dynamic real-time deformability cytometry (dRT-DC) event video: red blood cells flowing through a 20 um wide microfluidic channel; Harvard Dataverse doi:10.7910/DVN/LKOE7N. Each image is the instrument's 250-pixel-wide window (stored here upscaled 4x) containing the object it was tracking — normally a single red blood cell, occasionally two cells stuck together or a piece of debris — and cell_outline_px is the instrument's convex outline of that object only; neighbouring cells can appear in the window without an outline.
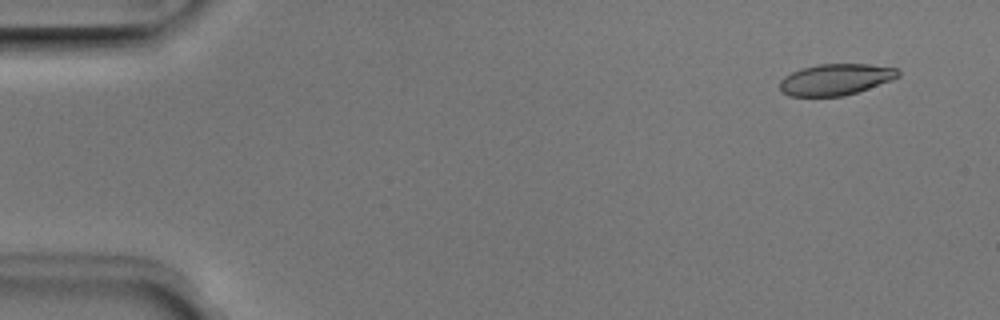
{"species": "Egyptian fruit bat (a non-hibernating species)", "species_latin": "Rousettus aegyptiacus", "temperature_condition": "room temperature", "stored_images_in_passage": 7, "camera_frame_rate_fps": 3000, "um_per_image_px": 0.085, "animal": {"sex": "male"}, "frame": {"image": 1, "passage_image": 2, "time_ms": 0.333, "image_size_px": [1000, 320], "cell_outline_px": [[900, 76], [868, 88], [844, 96], [788, 96], [780, 88], [780, 80], [784, 76], [800, 68], [816, 64], [868, 64], [896, 68], [900, 72]], "centroid_in_image_um": [70.99, 6.74], "position_along_channel_um": 14.0, "area_um2": 21.44}}
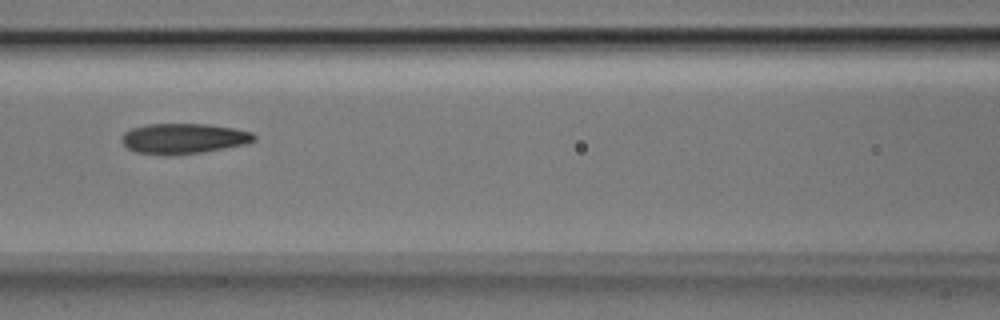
{"frame": {"image": 2, "passage_image": 7, "time_ms": 2.0, "image_size_px": [1000, 320], "cell_outline_px": [[256, 140], [248, 144], [204, 152], [172, 156], [164, 156], [136, 152], [128, 148], [120, 140], [120, 136], [124, 132], [132, 128], [148, 124], [208, 124], [232, 128], [252, 132], [256, 136]], "centroid_in_image_um": [15.6, 11.79], "position_along_channel_um": 151.0, "area_um2": 23.81}}